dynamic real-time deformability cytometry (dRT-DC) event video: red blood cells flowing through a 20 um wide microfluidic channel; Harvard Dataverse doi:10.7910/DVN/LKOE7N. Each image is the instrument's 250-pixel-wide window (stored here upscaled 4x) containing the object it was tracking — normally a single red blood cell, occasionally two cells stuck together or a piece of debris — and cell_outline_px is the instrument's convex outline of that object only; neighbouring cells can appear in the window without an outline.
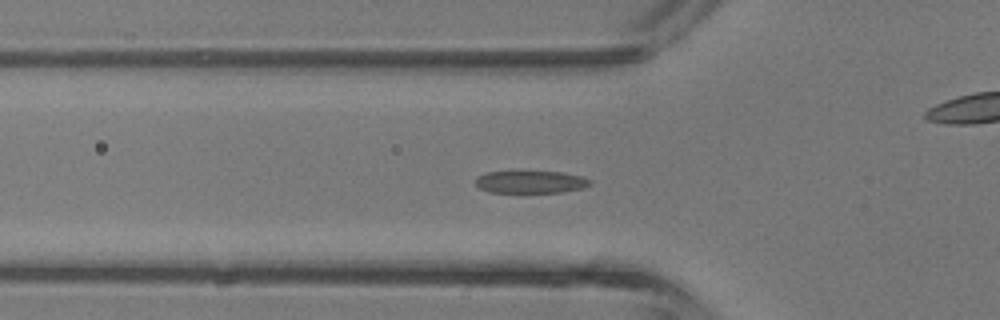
{"species": "common noctule bat (a hibernating species)", "species_latin": "Nyctalus noctula", "temperature_condition": "room temperature", "stored_images_in_passage": 43, "camera_frame_rate_fps": 3000, "um_per_image_px": 0.085, "animal": {"sex": "male", "body_mass_g": 13.3}, "frame": {"image": 1, "passage_image": 14, "time_ms": 4.333, "image_size_px": [1000, 320], "cell_outline_px": [[592, 184], [584, 188], [560, 192], [488, 192], [480, 188], [476, 184], [476, 176], [488, 172], [560, 172], [580, 176], [592, 180]], "centroid_in_image_um": [45.12, 15.47], "position_along_channel_um": 80.7, "area_um2": 14.8}}
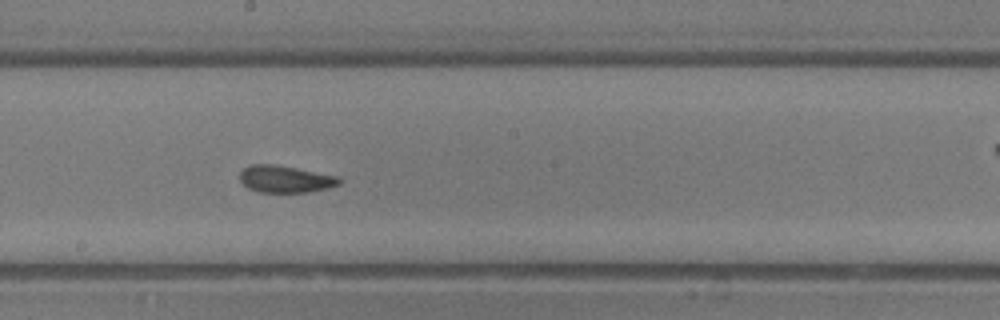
{"frame": {"image": 2, "passage_image": 23, "time_ms": 7.333, "image_size_px": [1000, 320], "cell_outline_px": [[340, 184], [328, 188], [308, 192], [260, 192], [248, 188], [240, 180], [240, 172], [244, 168], [252, 164], [272, 164], [296, 168], [340, 176]], "centroid_in_image_um": [24.27, 15.22], "position_along_channel_um": 223.9, "area_um2": 15.61}}
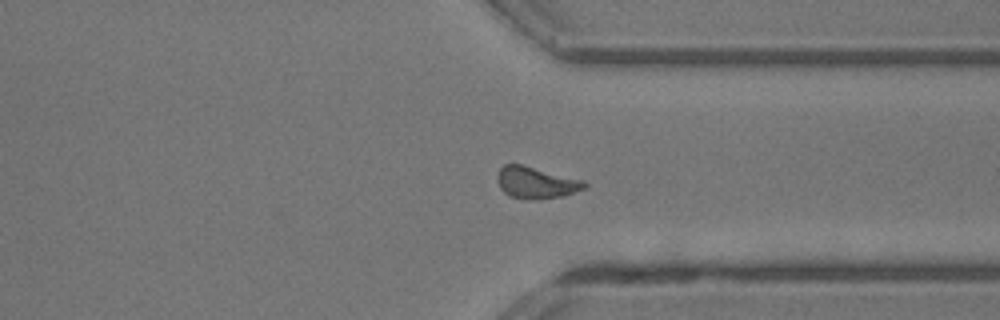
{"frame": {"image": 3, "passage_image": 32, "time_ms": 10.333, "image_size_px": [1000, 320], "cell_outline_px": [[588, 184], [584, 188], [564, 196], [532, 200], [528, 200], [512, 196], [504, 192], [500, 188], [496, 180], [496, 176], [500, 168], [504, 164], [520, 164], [584, 180]], "centroid_in_image_um": [45.55, 15.53], "position_along_channel_um": 365.9, "area_um2": 16.07}, "authors_computed_cell_mechanics": {"area_um2": 15.606, "velocity_mm_per_s": 4.7496, "shape_relaxation_time_tau1_ms": 2.6838, "shape_relaxation_time_tau2_ms": 0.9398, "deformation_change_tau1": 0.1342, "deformation_change_tau2": 0.0825}}